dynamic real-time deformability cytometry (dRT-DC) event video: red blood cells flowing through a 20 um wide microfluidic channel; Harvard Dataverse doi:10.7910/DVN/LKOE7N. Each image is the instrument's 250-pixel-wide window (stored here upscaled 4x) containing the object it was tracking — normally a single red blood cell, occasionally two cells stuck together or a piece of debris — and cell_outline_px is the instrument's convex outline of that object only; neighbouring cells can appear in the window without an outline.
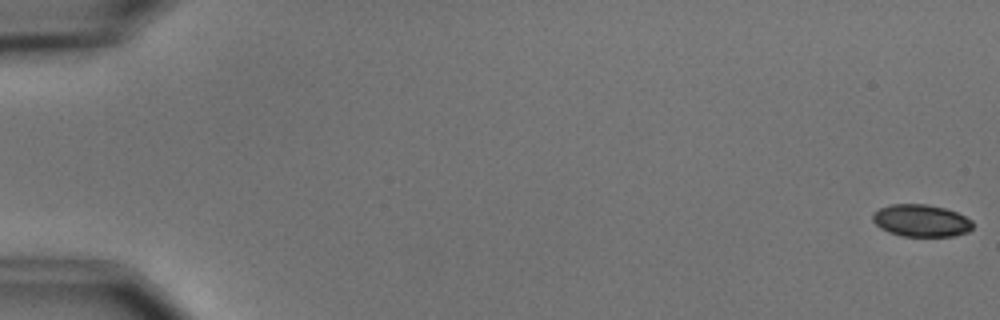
{"species": "common noctule bat (a hibernating species)", "species_latin": "Nyctalus noctula", "temperature_condition": "cold", "stored_images_in_passage": 8, "camera_frame_rate_fps": 3000, "um_per_image_px": 0.085, "animal": {"sex": "male", "body_mass_g": 15.6}, "frame": {"image": 1, "passage_image": 1, "time_ms": 0.0, "image_size_px": [1000, 320], "cell_outline_px": [[972, 228], [968, 232], [952, 236], [904, 236], [888, 232], [880, 228], [872, 220], [872, 212], [880, 208], [892, 204], [928, 204], [944, 208], [956, 212], [972, 220]], "centroid_in_image_um": [78.27, 18.75], "position_along_channel_um": 6.7, "area_um2": 18.79}}
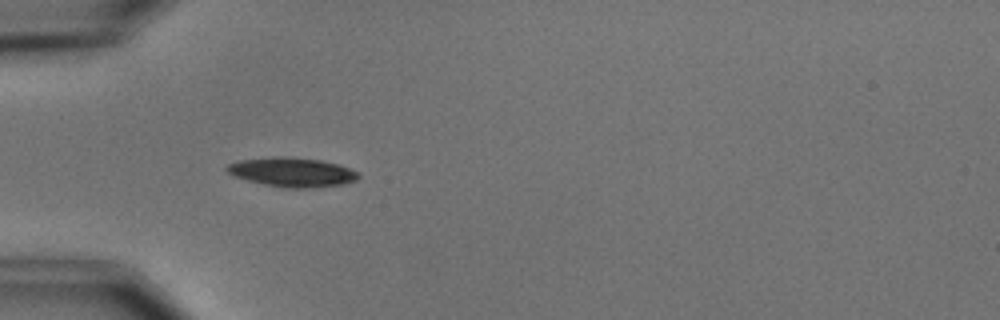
{"frame": {"image": 2, "passage_image": 5, "time_ms": 5.667, "image_size_px": [1000, 320], "cell_outline_px": [[360, 176], [356, 180], [340, 184], [316, 188], [284, 188], [264, 184], [232, 176], [224, 168], [228, 164], [240, 160], [272, 156], [288, 156], [320, 160], [336, 164], [348, 168], [356, 172]], "centroid_in_image_um": [24.77, 14.63], "position_along_channel_um": 60.2, "area_um2": 22.43}}
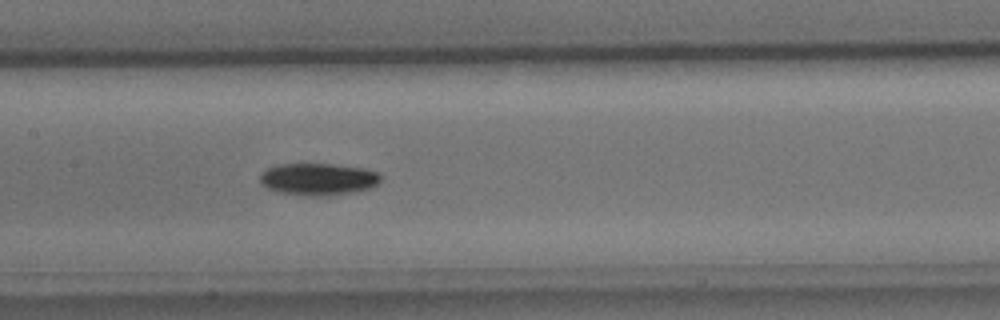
{"frame": {"image": 3, "passage_image": 8, "time_ms": 9.0, "image_size_px": [1000, 320], "cell_outline_px": [[384, 176], [372, 188], [356, 192], [332, 196], [304, 196], [280, 192], [268, 188], [260, 184], [260, 176], [268, 168], [276, 164], [332, 164], [364, 168], [380, 172]], "centroid_in_image_um": [27.11, 15.24], "position_along_channel_um": 180.3, "area_um2": 22.95}}